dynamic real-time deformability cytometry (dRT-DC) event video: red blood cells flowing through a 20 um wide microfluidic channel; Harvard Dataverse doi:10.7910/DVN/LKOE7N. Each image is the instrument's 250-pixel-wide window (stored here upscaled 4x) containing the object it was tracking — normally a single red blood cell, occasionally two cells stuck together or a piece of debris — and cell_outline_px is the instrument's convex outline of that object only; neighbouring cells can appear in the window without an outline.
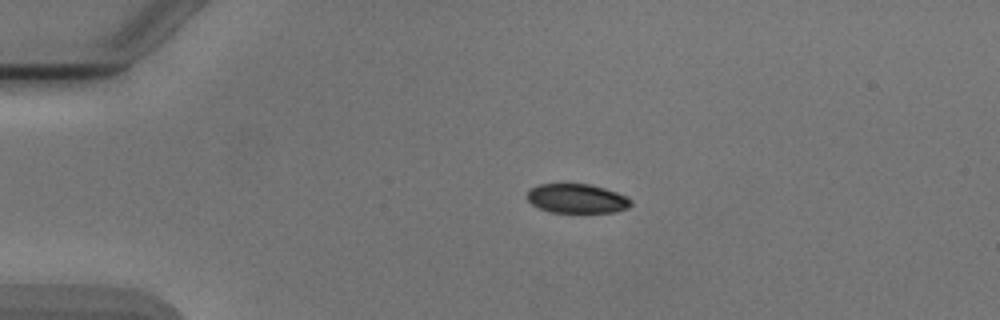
{"species": "Egyptian fruit bat (a non-hibernating species)", "species_latin": "Rousettus aegyptiacus", "temperature_condition": "cold", "stored_images_in_passage": 2, "camera_frame_rate_fps": 3000, "um_per_image_px": 0.085, "animal": {"sex": "male"}, "frame": {"image": 1, "passage_image": 1, "time_ms": 0.0, "image_size_px": [1000, 320], "cell_outline_px": [[632, 204], [628, 208], [616, 212], [552, 212], [540, 208], [532, 204], [524, 196], [532, 188], [540, 184], [588, 184], [604, 188], [628, 196], [632, 200]], "centroid_in_image_um": [49.06, 16.88], "position_along_channel_um": 35.9, "area_um2": 17.69}}